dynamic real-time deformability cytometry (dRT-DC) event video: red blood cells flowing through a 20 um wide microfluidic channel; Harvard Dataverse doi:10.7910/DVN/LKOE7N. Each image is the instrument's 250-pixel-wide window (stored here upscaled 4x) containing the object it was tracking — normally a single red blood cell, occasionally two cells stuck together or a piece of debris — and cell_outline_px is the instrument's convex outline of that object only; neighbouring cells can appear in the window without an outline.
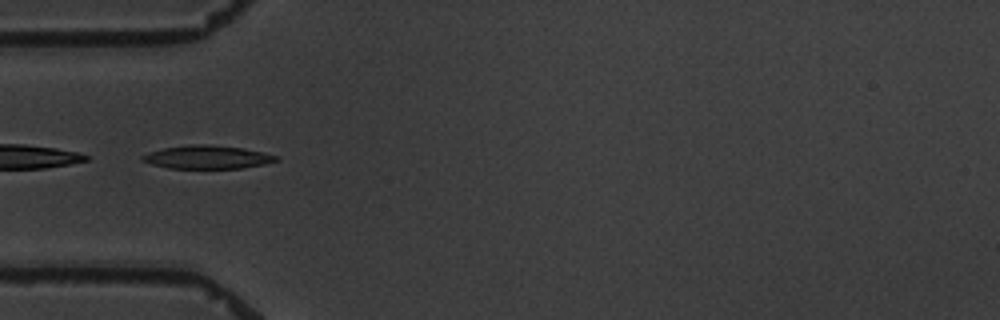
{"species": "common noctule bat (a hibernating species)", "species_latin": "Nyctalus noctula", "temperature_condition": "warm", "stored_images_in_passage": 8, "camera_frame_rate_fps": 3000, "um_per_image_px": 0.085, "animal": {"sex": "male", "body_mass_g": 19.5, "forearm_length_mm": 54.6}, "frame": {"image": 1, "passage_image": 1, "time_ms": 0.0, "image_size_px": [1000, 320], "cell_outline_px": [[280, 160], [264, 164], [244, 168], [168, 168], [152, 164], [140, 160], [140, 156], [148, 152], [164, 148], [188, 144], [208, 144], [244, 148], [264, 152], [276, 156]], "centroid_in_image_um": [17.61, 13.35], "position_along_channel_um": 67.4, "area_um2": 18.26}}
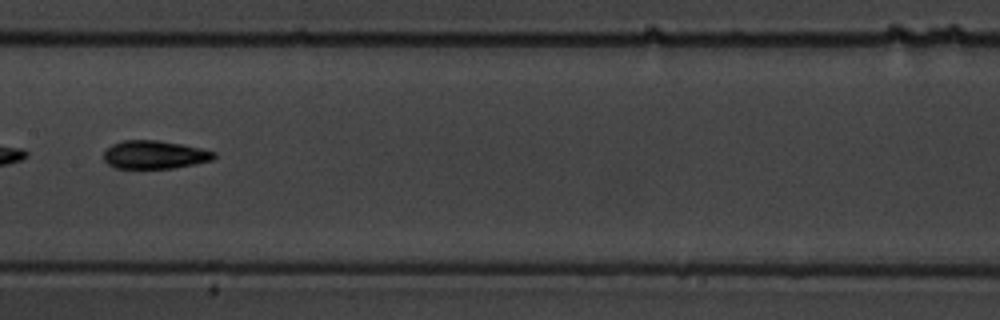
{"frame": {"image": 2, "passage_image": 4, "time_ms": 3.667, "image_size_px": [1000, 320], "cell_outline_px": [[216, 156], [212, 160], [172, 168], [112, 168], [104, 160], [104, 152], [112, 144], [120, 140], [156, 140], [184, 144], [216, 152]], "centroid_in_image_um": [13.12, 13.14], "position_along_channel_um": 194.3, "area_um2": 18.15}}
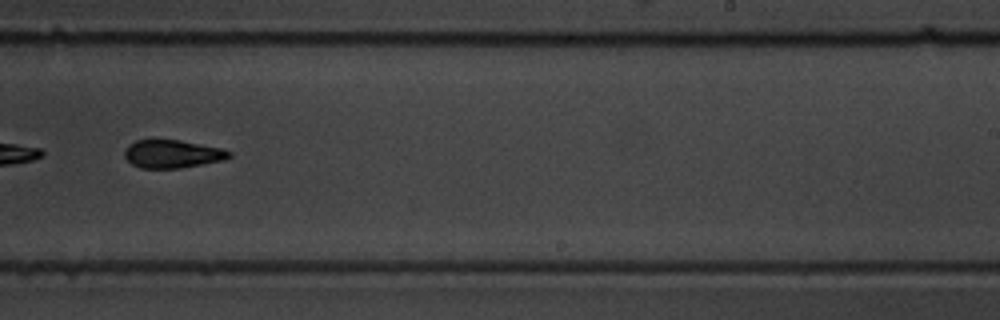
{"frame": {"image": 3, "passage_image": 6, "time_ms": 6.0, "image_size_px": [1000, 320], "cell_outline_px": [[232, 156], [224, 160], [180, 168], [140, 168], [132, 164], [124, 156], [124, 152], [136, 140], [180, 140], [224, 148], [232, 152]], "centroid_in_image_um": [14.71, 13.09], "position_along_channel_um": 274.3, "area_um2": 17.05}}